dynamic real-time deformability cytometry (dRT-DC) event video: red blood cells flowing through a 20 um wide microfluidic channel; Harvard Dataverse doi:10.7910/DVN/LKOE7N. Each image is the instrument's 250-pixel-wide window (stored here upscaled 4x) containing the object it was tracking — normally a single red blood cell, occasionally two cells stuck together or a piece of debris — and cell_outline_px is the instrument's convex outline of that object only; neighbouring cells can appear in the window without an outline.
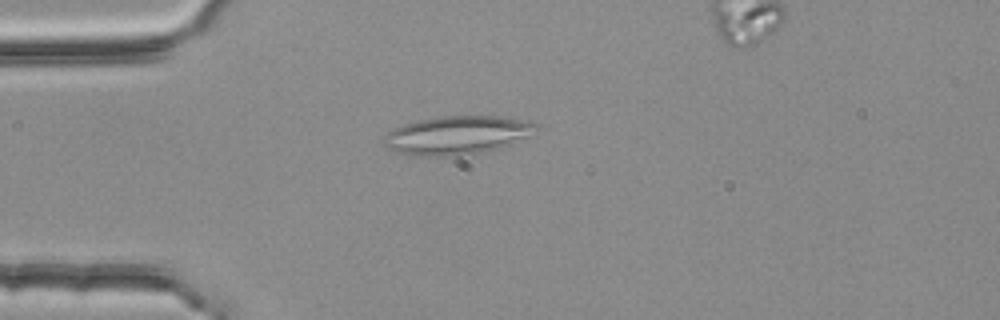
{"species": "common noctule bat (a hibernating species)", "species_latin": "Nyctalus noctula", "temperature_condition": "room temperature", "stored_images_in_passage": 49, "camera_frame_rate_fps": 3000, "um_per_image_px": 0.085, "animal": {"sex": "female", "body_mass_g": 25.1}, "frame": {"image": 1, "passage_image": 14, "time_ms": 4.333, "image_size_px": [1000, 320], "cell_outline_px": [[540, 124], [528, 136], [508, 144], [484, 152], [444, 156], [420, 156], [400, 152], [388, 148], [384, 144], [384, 136], [388, 132], [404, 124], [420, 120], [440, 116], [496, 116], [528, 120]], "centroid_in_image_um": [38.86, 11.47], "position_along_channel_um": 46.1, "area_um2": 33.58}}
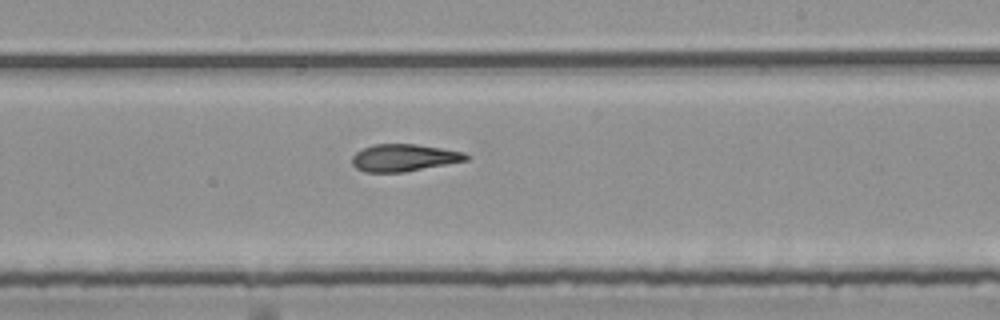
{"frame": {"image": 2, "passage_image": 32, "time_ms": 10.333, "image_size_px": [1000, 320], "cell_outline_px": [[472, 156], [468, 160], [404, 172], [364, 172], [356, 168], [352, 164], [352, 156], [356, 152], [372, 144], [416, 144], [464, 152]], "centroid_in_image_um": [34.34, 13.41], "position_along_channel_um": 254.7, "area_um2": 18.09}}
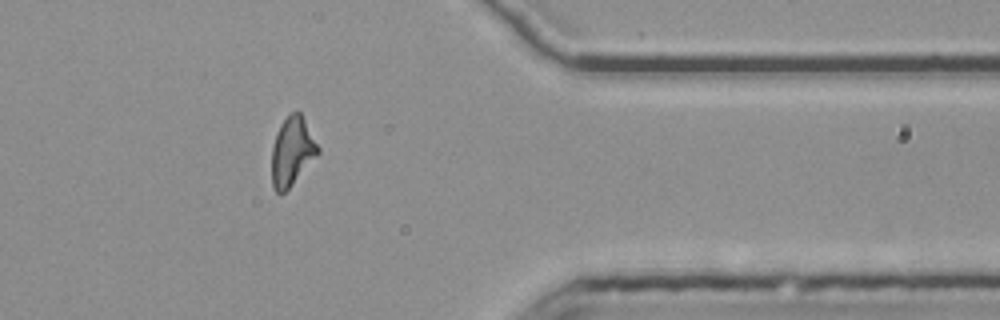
{"frame": {"image": 3, "passage_image": 44, "time_ms": 14.333, "image_size_px": [1000, 320], "cell_outline_px": [[320, 152], [292, 184], [280, 196], [272, 188], [272, 148], [276, 132], [280, 124], [292, 112], [300, 112], [320, 148]], "centroid_in_image_um": [24.81, 12.89], "position_along_channel_um": 386.6, "area_um2": 18.32}}